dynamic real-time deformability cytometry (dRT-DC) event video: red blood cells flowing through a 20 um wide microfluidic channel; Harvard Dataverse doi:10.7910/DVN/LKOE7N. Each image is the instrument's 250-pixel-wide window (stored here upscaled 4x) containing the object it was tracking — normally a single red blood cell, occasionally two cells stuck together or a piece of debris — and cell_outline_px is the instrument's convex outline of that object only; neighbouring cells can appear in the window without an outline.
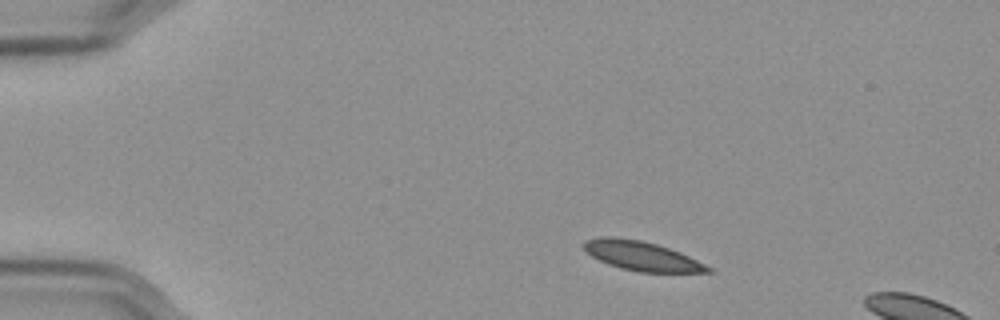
{"species": "Egyptian fruit bat (a non-hibernating species)", "species_latin": "Rousettus aegyptiacus", "temperature_condition": "cold", "stored_images_in_passage": 6, "camera_frame_rate_fps": 3000, "um_per_image_px": 0.085, "frame": {"image": 1, "passage_image": 1, "time_ms": 0.0, "image_size_px": [1000, 320], "cell_outline_px": [[712, 272], [640, 272], [620, 268], [608, 264], [592, 256], [584, 248], [584, 240], [600, 236], [616, 236], [640, 240], [656, 244], [680, 252], [712, 268]], "centroid_in_image_um": [54.51, 21.74], "position_along_channel_um": 30.5, "area_um2": 21.04}}